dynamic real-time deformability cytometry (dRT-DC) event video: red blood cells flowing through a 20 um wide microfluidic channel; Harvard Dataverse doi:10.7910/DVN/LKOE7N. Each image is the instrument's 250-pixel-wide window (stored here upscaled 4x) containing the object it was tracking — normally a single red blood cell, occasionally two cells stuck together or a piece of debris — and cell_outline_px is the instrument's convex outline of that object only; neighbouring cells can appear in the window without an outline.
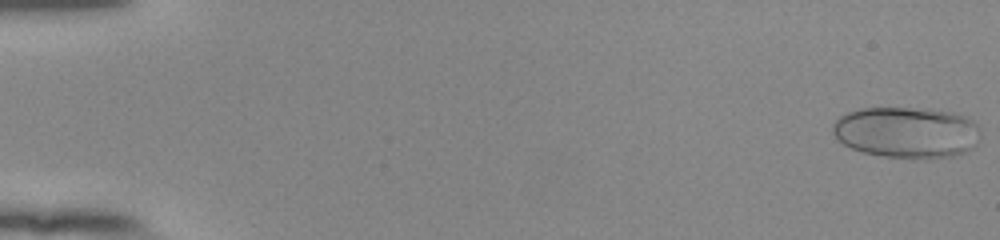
{"species": "human", "species_latin": "Homo sapiens", "temperature_condition": "room temperature", "stored_images_in_passage": 54, "camera_frame_rate_fps": 3000, "um_per_image_px": 0.085, "donor": {"sex": "female"}, "frame": {"image": 1, "passage_image": 1, "time_ms": 0.0, "image_size_px": [1000, 240], "cell_outline_px": [[980, 136], [976, 148], [952, 156], [884, 156], [860, 152], [844, 144], [832, 132], [832, 124], [840, 116], [848, 112], [860, 108], [928, 108], [952, 112], [964, 116], [972, 120], [976, 124], [980, 132]], "centroid_in_image_um": [77.07, 11.22], "position_along_channel_um": 7.9, "area_um2": 43.75}}
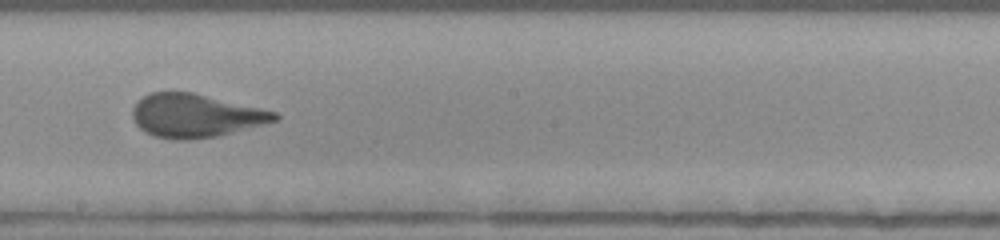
{"frame": {"image": 2, "passage_image": 32, "time_ms": 10.333, "image_size_px": [1000, 240], "cell_outline_px": [[280, 116], [276, 120], [264, 124], [216, 136], [184, 140], [172, 140], [152, 136], [144, 132], [132, 120], [132, 108], [144, 96], [152, 92], [192, 92], [276, 112]], "centroid_in_image_um": [16.56, 9.84], "position_along_channel_um": 231.6, "area_um2": 35.66}}
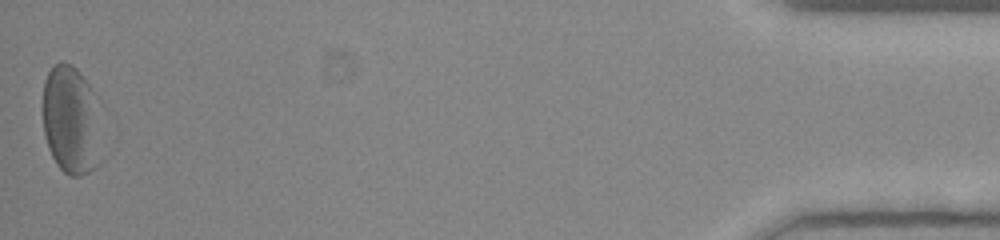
{"frame": {"image": 3, "passage_image": 54, "time_ms": 17.667, "image_size_px": [1000, 240], "cell_outline_px": [[104, 104], [96, 164], [88, 172], [80, 176], [72, 176], [64, 172], [56, 164], [48, 148], [44, 132], [44, 80], [48, 72], [60, 60], [64, 60], [72, 64], [80, 72]], "centroid_in_image_um": [6.1, 10.14], "position_along_channel_um": 429.1, "area_um2": 38.09}, "authors_computed_cell_mechanics": {"area_um2": 35.7493, "velocity_mm_per_s": 3.8636, "shape_relaxation_time_tau1_ms": 2.9443, "shape_relaxation_time_tau2_ms": 1.4257, "deformation_change_tau1": 0.1318, "deformation_change_tau2": 0.0854}}